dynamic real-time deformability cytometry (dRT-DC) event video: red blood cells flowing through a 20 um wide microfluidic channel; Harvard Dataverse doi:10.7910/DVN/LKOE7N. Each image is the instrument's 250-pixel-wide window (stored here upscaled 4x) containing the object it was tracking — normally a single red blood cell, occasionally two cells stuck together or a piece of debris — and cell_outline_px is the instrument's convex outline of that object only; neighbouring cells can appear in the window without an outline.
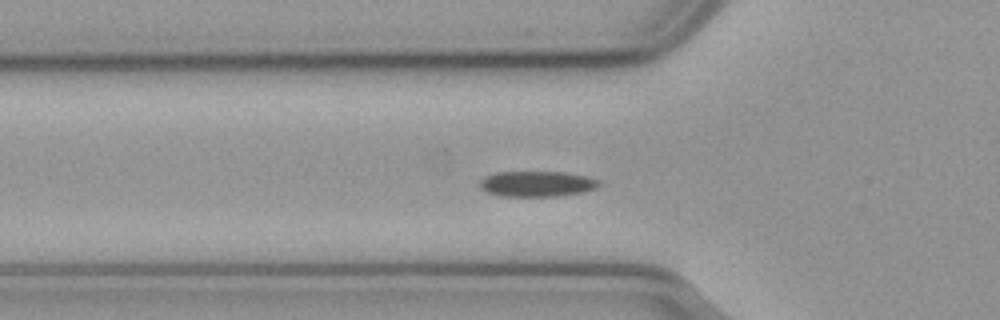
{"species": "common noctule bat (a hibernating species)", "species_latin": "Nyctalus noctula", "temperature_condition": "cold", "stored_images_in_passage": 43, "segment_of_instrument_passage": [1, 2], "camera_frame_rate_fps": 3000, "um_per_image_px": 0.085, "animal": {"sex": "male", "body_mass_g": 23.1, "forearm_length_mm": 52.7}, "frame": {"image": 1, "passage_image": 4, "time_ms": 1.0, "image_size_px": [1000, 320], "cell_outline_px": [[600, 184], [596, 188], [584, 192], [556, 196], [500, 196], [488, 192], [480, 188], [480, 180], [484, 176], [496, 172], [564, 172], [584, 176], [600, 180]], "centroid_in_image_um": [45.62, 15.62], "position_along_channel_um": 80.2, "area_um2": 17.74}}
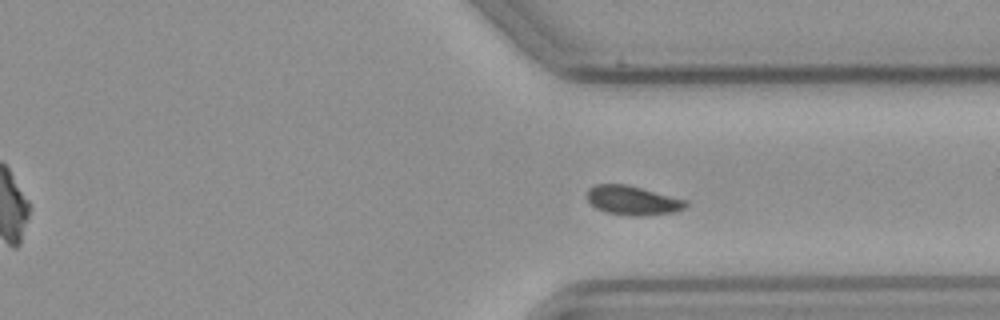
{"frame": {"image": 2, "passage_image": 27, "time_ms": 8.667, "image_size_px": [1000, 320], "cell_outline_px": [[688, 204], [684, 208], [676, 212], [640, 216], [628, 216], [604, 212], [596, 208], [588, 200], [588, 188], [596, 184], [624, 184], [688, 200]], "centroid_in_image_um": [53.78, 17.05], "position_along_channel_um": 357.6, "area_um2": 16.76}}
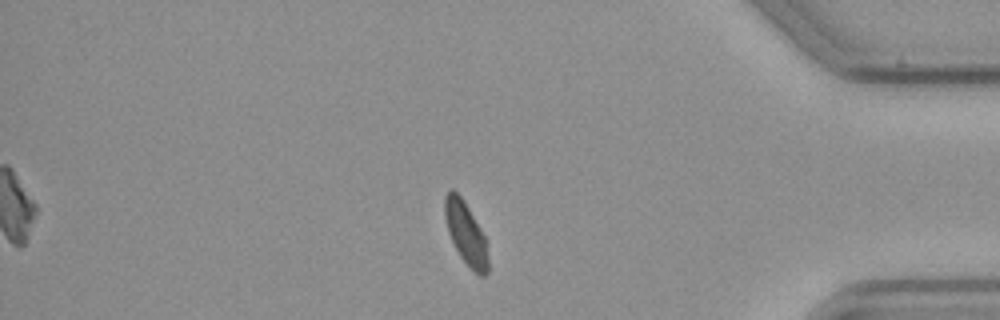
{"frame": {"image": 3, "passage_image": 33, "time_ms": 10.667, "image_size_px": [1000, 320], "cell_outline_px": [[488, 272], [484, 276], [480, 276], [460, 256], [448, 232], [444, 216], [444, 196], [452, 188], [460, 196], [468, 208], [480, 228], [484, 236], [488, 260]], "centroid_in_image_um": [39.57, 19.81], "position_along_channel_um": 395.6, "area_um2": 15.32}}